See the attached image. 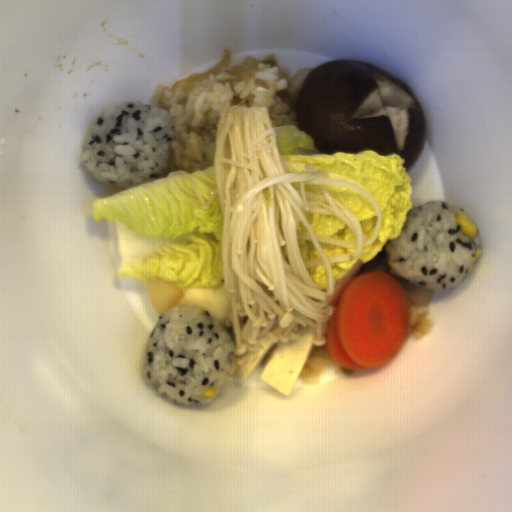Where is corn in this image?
Returning a JSON list of instances; mask_svg holds the SVG:
<instances>
[{
	"label": "corn",
	"instance_id": "3",
	"mask_svg": "<svg viewBox=\"0 0 512 512\" xmlns=\"http://www.w3.org/2000/svg\"><path fill=\"white\" fill-rule=\"evenodd\" d=\"M475 251H476V255H475V256L471 255V258H472L474 261H476V259L479 257V255H481V249H480V248H479V249H476Z\"/></svg>",
	"mask_w": 512,
	"mask_h": 512
},
{
	"label": "corn",
	"instance_id": "6",
	"mask_svg": "<svg viewBox=\"0 0 512 512\" xmlns=\"http://www.w3.org/2000/svg\"><path fill=\"white\" fill-rule=\"evenodd\" d=\"M472 270H473V266L471 265V266L469 267V269L467 270V273H471V272H472Z\"/></svg>",
	"mask_w": 512,
	"mask_h": 512
},
{
	"label": "corn",
	"instance_id": "2",
	"mask_svg": "<svg viewBox=\"0 0 512 512\" xmlns=\"http://www.w3.org/2000/svg\"><path fill=\"white\" fill-rule=\"evenodd\" d=\"M216 395H217L216 390L210 387L204 393L201 394V397H203V398H215Z\"/></svg>",
	"mask_w": 512,
	"mask_h": 512
},
{
	"label": "corn",
	"instance_id": "5",
	"mask_svg": "<svg viewBox=\"0 0 512 512\" xmlns=\"http://www.w3.org/2000/svg\"><path fill=\"white\" fill-rule=\"evenodd\" d=\"M386 259H387V263H388V265H389V266H391V268H394V266H395V262L393 261V259H392V258H390V257H388V258H386Z\"/></svg>",
	"mask_w": 512,
	"mask_h": 512
},
{
	"label": "corn",
	"instance_id": "4",
	"mask_svg": "<svg viewBox=\"0 0 512 512\" xmlns=\"http://www.w3.org/2000/svg\"><path fill=\"white\" fill-rule=\"evenodd\" d=\"M385 249L387 252H390L394 249V245L391 243H386Z\"/></svg>",
	"mask_w": 512,
	"mask_h": 512
},
{
	"label": "corn",
	"instance_id": "1",
	"mask_svg": "<svg viewBox=\"0 0 512 512\" xmlns=\"http://www.w3.org/2000/svg\"><path fill=\"white\" fill-rule=\"evenodd\" d=\"M456 224L461 226V231L467 236L475 237L478 235V226L464 214L462 209H459L455 215Z\"/></svg>",
	"mask_w": 512,
	"mask_h": 512
}]
</instances>
